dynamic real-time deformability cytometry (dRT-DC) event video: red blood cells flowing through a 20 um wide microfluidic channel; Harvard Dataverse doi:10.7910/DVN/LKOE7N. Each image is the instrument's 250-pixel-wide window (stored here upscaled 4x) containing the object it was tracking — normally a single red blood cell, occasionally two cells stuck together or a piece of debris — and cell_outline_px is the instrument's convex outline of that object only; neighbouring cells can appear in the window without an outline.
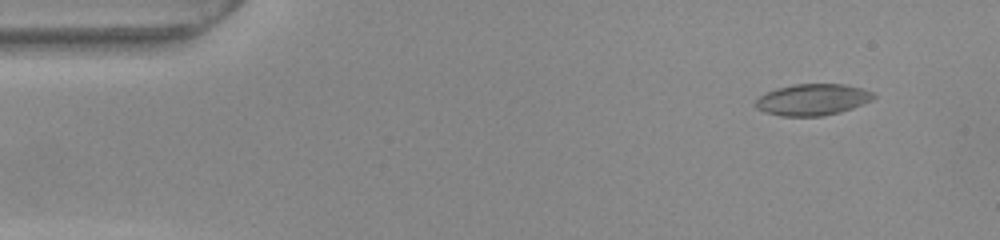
{"species": "common noctule bat (a hibernating species)", "species_latin": "Nyctalus noctula", "temperature_condition": "warm", "stored_images_in_passage": 53, "camera_frame_rate_fps": 3000, "um_per_image_px": 0.085, "animal": {"sex": "female", "body_mass_g": 22.0, "forearm_length_mm": 56.7}, "frame": {"image": 1, "passage_image": 5, "time_ms": 1.333, "image_size_px": [1000, 240], "cell_outline_px": [[876, 96], [872, 100], [852, 108], [840, 112], [820, 116], [780, 116], [764, 112], [756, 108], [756, 100], [760, 96], [768, 92], [780, 88], [796, 84], [844, 84], [860, 88], [872, 92]], "centroid_in_image_um": [69.07, 8.48], "position_along_channel_um": 15.9, "area_um2": 21.33}}
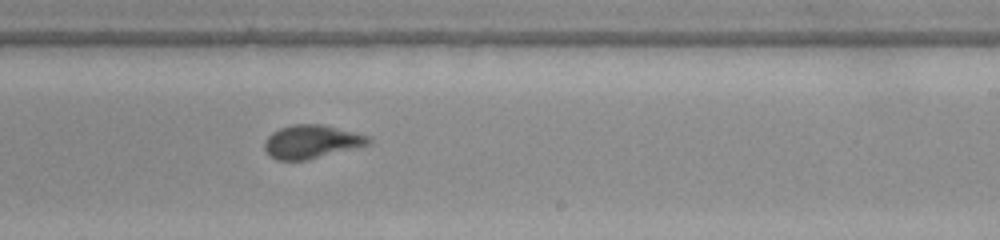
{"frame": {"image": 2, "passage_image": 32, "time_ms": 10.333, "image_size_px": [1000, 240], "cell_outline_px": [[372, 144], [308, 160], [276, 160], [264, 148], [264, 144], [268, 136], [272, 132], [280, 128], [292, 124], [324, 124], [372, 136]], "centroid_in_image_um": [26.55, 12.03], "position_along_channel_um": 262.4, "area_um2": 20.52}}
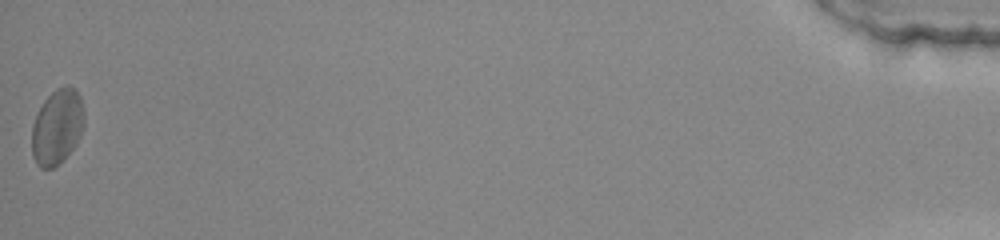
{"frame": {"image": 3, "passage_image": 53, "time_ms": 17.333, "image_size_px": [1000, 240], "cell_outline_px": [[84, 124], [80, 136], [76, 144], [52, 168], [40, 168], [36, 164], [32, 156], [32, 124], [36, 112], [44, 100], [56, 88], [68, 84], [80, 96], [84, 112]], "centroid_in_image_um": [4.84, 10.75], "position_along_channel_um": 430.4, "area_um2": 22.89}, "authors_computed_cell_mechanics": {"area_um2": 20.5768, "velocity_mm_per_s": 3.8517, "shape_relaxation_time_tau1_ms": 3.5713, "shape_relaxation_time_tau2_ms": 1.8496, "deformation_change_tau1": 0.1265, "deformation_change_tau2": 0.0625}}